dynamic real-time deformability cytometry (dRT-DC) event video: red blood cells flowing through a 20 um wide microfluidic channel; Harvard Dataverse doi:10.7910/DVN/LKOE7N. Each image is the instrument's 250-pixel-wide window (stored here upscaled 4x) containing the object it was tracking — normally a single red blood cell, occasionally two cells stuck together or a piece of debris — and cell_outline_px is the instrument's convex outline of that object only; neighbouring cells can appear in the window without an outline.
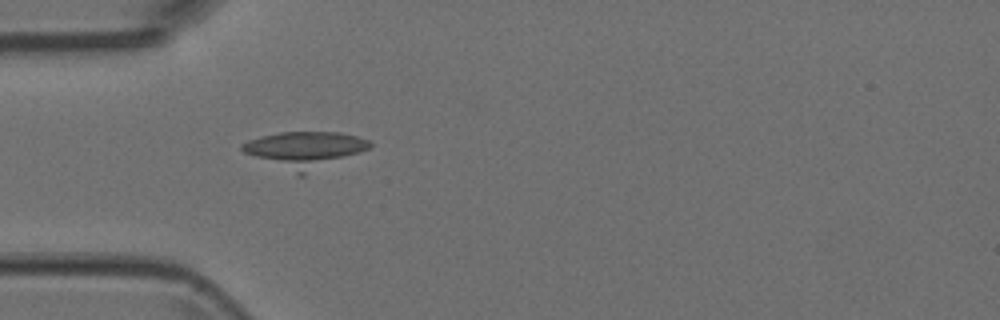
{"species": "Egyptian fruit bat (a non-hibernating species)", "species_latin": "Rousettus aegyptiacus", "temperature_condition": "room temperature", "stored_images_in_passage": 2, "camera_frame_rate_fps": 3000, "um_per_image_px": 0.085, "animal": {"sex": "female"}, "frame": {"image": 1, "passage_image": 2, "time_ms": 0.333, "image_size_px": [1000, 320], "cell_outline_px": [[372, 144], [368, 148], [360, 152], [304, 176], [300, 176], [244, 152], [240, 148], [240, 144], [248, 140], [260, 136], [280, 132], [340, 132], [356, 136], [368, 140]], "centroid_in_image_um": [25.88, 12.72], "position_along_channel_um": 59.1, "area_um2": 26.7}}